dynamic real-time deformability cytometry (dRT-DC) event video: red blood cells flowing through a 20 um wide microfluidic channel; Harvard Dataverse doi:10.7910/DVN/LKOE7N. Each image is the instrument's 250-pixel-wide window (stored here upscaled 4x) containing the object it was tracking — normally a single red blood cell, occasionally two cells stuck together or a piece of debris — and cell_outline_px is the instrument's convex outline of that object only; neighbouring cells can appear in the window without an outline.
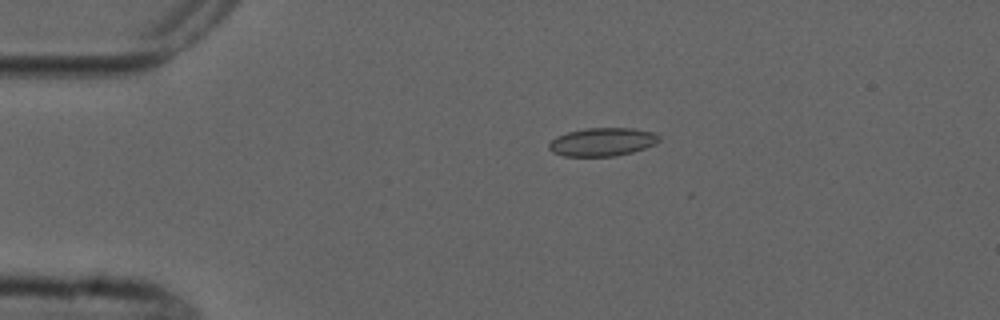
{"species": "common noctule bat (a hibernating species)", "species_latin": "Nyctalus noctula", "temperature_condition": "cold", "stored_images_in_passage": 6, "camera_frame_rate_fps": 3000, "um_per_image_px": 0.085, "animal": {"sex": "male", "forearm_length_mm": 52.5}, "frame": {"image": 1, "passage_image": 3, "time_ms": 2.333, "image_size_px": [1000, 320], "cell_outline_px": [[660, 140], [656, 144], [632, 152], [616, 156], [564, 156], [552, 152], [548, 148], [548, 144], [556, 136], [568, 132], [584, 128], [632, 128], [652, 132], [660, 136]], "centroid_in_image_um": [51.19, 12.06], "position_along_channel_um": 33.8, "area_um2": 18.21}}
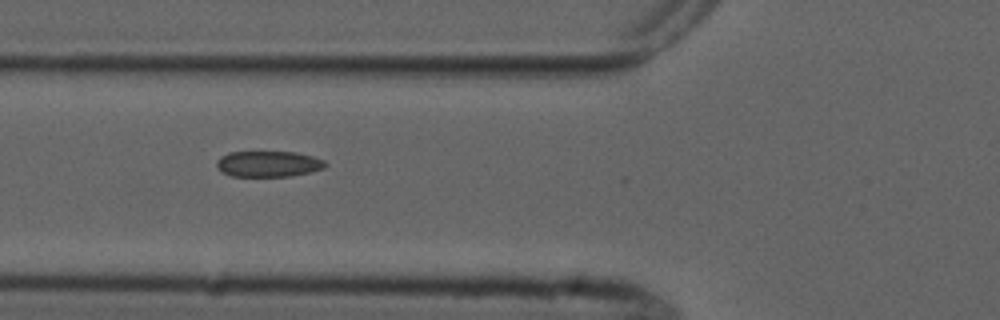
{"frame": {"image": 2, "passage_image": 5, "time_ms": 5.333, "image_size_px": [1000, 320], "cell_outline_px": [[328, 164], [324, 168], [292, 176], [232, 176], [224, 172], [216, 164], [216, 160], [220, 156], [228, 152], [296, 152], [312, 156], [324, 160]], "centroid_in_image_um": [22.82, 13.92], "position_along_channel_um": 103.0, "area_um2": 16.3}}
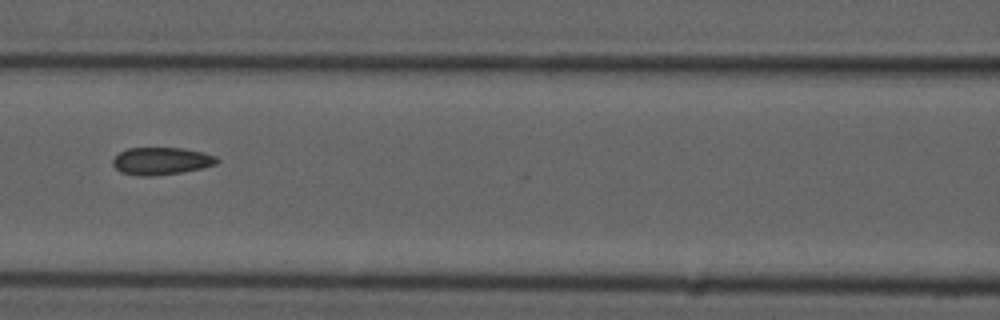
{"frame": {"image": 3, "passage_image": 6, "time_ms": 6.667, "image_size_px": [1000, 320], "cell_outline_px": [[220, 160], [216, 164], [200, 168], [180, 172], [152, 176], [140, 176], [120, 172], [112, 164], [112, 160], [120, 152], [128, 148], [184, 148], [204, 152], [216, 156]], "centroid_in_image_um": [13.71, 13.68], "position_along_channel_um": 152.9, "area_um2": 16.59}}